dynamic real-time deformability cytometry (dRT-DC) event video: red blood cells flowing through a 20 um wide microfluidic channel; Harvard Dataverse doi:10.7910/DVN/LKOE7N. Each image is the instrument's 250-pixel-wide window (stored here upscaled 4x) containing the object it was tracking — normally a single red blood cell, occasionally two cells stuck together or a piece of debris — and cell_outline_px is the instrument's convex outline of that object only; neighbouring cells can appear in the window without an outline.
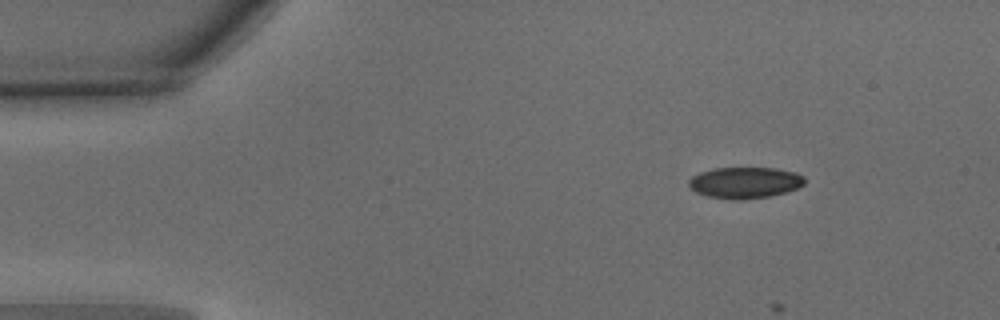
{"species": "common noctule bat (a hibernating species)", "species_latin": "Nyctalus noctula", "temperature_condition": "warm", "stored_images_in_passage": 2, "camera_frame_rate_fps": 3000, "um_per_image_px": 0.085, "animal": {"sex": "male", "body_mass_g": 15.6}, "frame": {"image": 1, "passage_image": 1, "time_ms": 0.0, "image_size_px": [1000, 320], "cell_outline_px": [[804, 184], [796, 188], [784, 192], [768, 196], [740, 200], [736, 200], [708, 196], [696, 192], [688, 184], [688, 180], [692, 176], [700, 172], [712, 168], [776, 168], [796, 172], [804, 176]], "centroid_in_image_um": [63.3, 15.51], "position_along_channel_um": 21.7, "area_um2": 20.98}}